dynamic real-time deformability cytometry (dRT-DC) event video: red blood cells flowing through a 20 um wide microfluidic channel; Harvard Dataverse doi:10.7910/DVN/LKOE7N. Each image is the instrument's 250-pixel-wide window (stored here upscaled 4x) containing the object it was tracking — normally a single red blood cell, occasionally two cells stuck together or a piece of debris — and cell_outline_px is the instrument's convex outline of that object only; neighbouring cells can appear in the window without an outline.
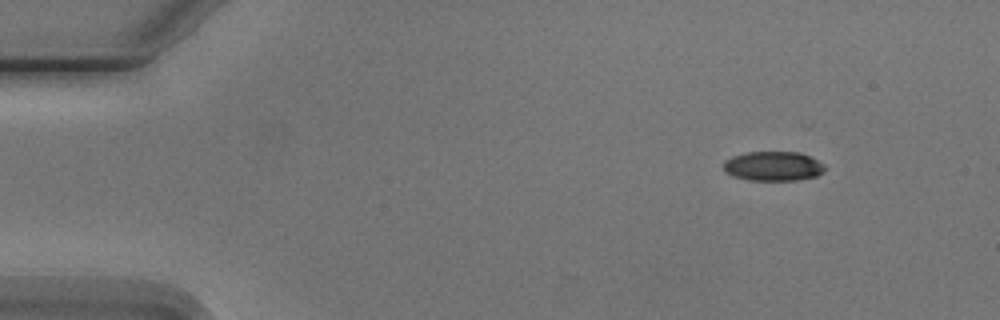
{"species": "Egyptian fruit bat (a non-hibernating species)", "species_latin": "Rousettus aegyptiacus", "temperature_condition": "cold", "stored_images_in_passage": 2, "camera_frame_rate_fps": 3000, "um_per_image_px": 0.085, "animal": {"sex": "male"}, "frame": {"image": 1, "passage_image": 2, "time_ms": 1.333, "image_size_px": [1000, 320], "cell_outline_px": [[828, 168], [824, 172], [816, 176], [796, 180], [748, 180], [724, 172], [724, 160], [732, 156], [748, 152], [800, 152], [824, 164]], "centroid_in_image_um": [65.74, 14.12], "position_along_channel_um": 19.3, "area_um2": 17.4}}